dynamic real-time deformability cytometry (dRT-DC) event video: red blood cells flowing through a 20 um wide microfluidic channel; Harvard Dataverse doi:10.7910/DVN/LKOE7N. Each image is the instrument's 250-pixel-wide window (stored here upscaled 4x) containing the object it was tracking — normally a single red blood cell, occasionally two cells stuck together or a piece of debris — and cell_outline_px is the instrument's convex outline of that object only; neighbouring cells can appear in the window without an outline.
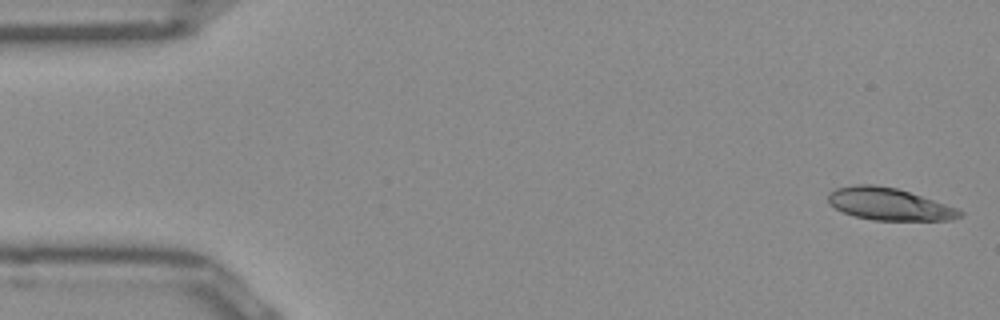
{"species": "Egyptian fruit bat (a non-hibernating species)", "species_latin": "Rousettus aegyptiacus", "temperature_condition": "room temperature", "stored_images_in_passage": 14, "camera_frame_rate_fps": 3000, "um_per_image_px": 0.085, "frame": {"image": 1, "passage_image": 1, "time_ms": 0.0, "image_size_px": [1000, 320], "cell_outline_px": [[964, 212], [960, 216], [952, 220], [872, 220], [856, 216], [844, 212], [828, 204], [828, 196], [836, 188], [856, 184], [872, 184], [896, 188], [956, 208]], "centroid_in_image_um": [75.55, 17.35], "position_along_channel_um": 9.5, "area_um2": 24.28}}
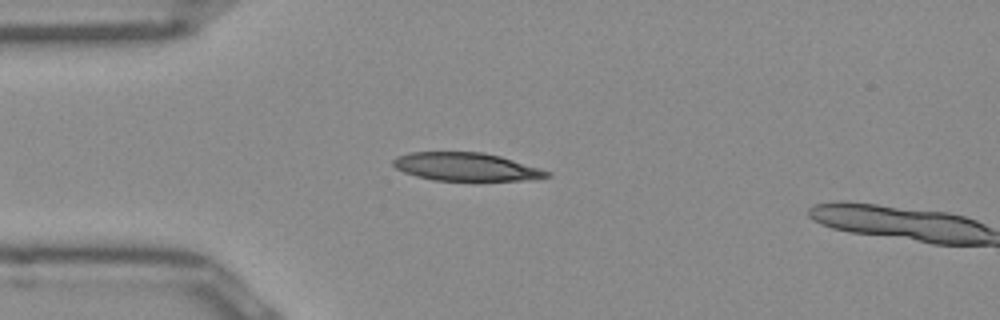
{"frame": {"image": 2, "passage_image": 12, "time_ms": 3.667, "image_size_px": [1000, 320], "cell_outline_px": [[552, 176], [536, 180], [432, 180], [416, 176], [404, 172], [396, 168], [392, 164], [392, 160], [396, 156], [408, 152], [484, 152], [500, 156], [540, 168], [552, 172]], "centroid_in_image_um": [39.63, 14.18], "position_along_channel_um": 45.4, "area_um2": 25.37}}